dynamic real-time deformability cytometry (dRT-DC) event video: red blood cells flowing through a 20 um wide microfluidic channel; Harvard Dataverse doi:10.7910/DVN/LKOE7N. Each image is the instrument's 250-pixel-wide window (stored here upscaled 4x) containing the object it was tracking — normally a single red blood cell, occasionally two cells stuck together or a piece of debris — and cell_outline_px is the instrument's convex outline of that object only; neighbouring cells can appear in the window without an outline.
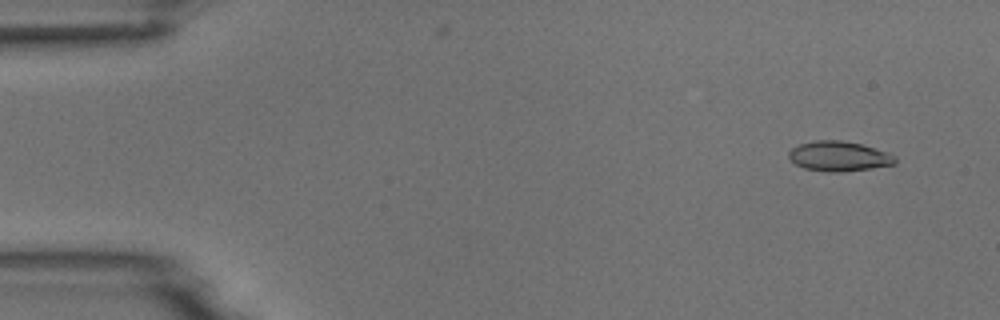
{"species": "common noctule bat (a hibernating species)", "species_latin": "Nyctalus noctula", "temperature_condition": "room temperature", "stored_images_in_passage": 53, "camera_frame_rate_fps": 3000, "um_per_image_px": 0.085, "animal": {"sex": "male", "body_mass_g": 18.8}, "frame": {"image": 1, "passage_image": 4, "time_ms": 1.0, "image_size_px": [1000, 320], "cell_outline_px": [[896, 164], [872, 168], [840, 172], [828, 172], [804, 168], [796, 164], [788, 156], [788, 152], [792, 148], [800, 144], [816, 140], [840, 140], [860, 144], [888, 152], [896, 156]], "centroid_in_image_um": [71.32, 13.28], "position_along_channel_um": 13.7, "area_um2": 18.5}}
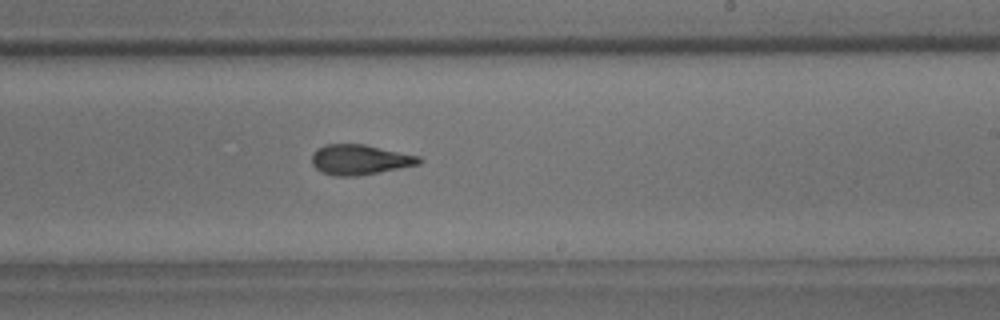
{"frame": {"image": 2, "passage_image": 32, "time_ms": 10.333, "image_size_px": [1000, 320], "cell_outline_px": [[424, 160], [420, 164], [356, 176], [336, 176], [320, 172], [312, 164], [312, 152], [316, 148], [324, 144], [364, 144], [420, 156]], "centroid_in_image_um": [30.56, 13.56], "position_along_channel_um": 258.4, "area_um2": 18.9}}
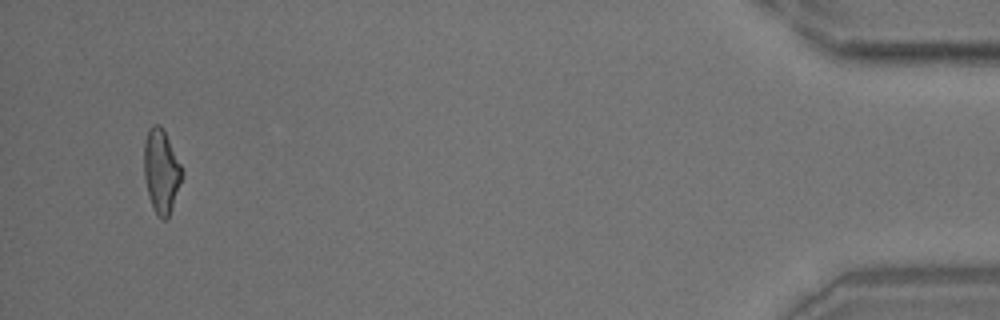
{"frame": {"image": 3, "passage_image": 51, "time_ms": 16.667, "image_size_px": [1000, 320], "cell_outline_px": [[184, 176], [168, 216], [164, 220], [156, 216], [152, 208], [148, 196], [144, 176], [144, 140], [148, 128], [152, 124], [160, 124], [164, 128], [184, 172]], "centroid_in_image_um": [13.7, 14.52], "position_along_channel_um": 421.5, "area_um2": 18.9}}